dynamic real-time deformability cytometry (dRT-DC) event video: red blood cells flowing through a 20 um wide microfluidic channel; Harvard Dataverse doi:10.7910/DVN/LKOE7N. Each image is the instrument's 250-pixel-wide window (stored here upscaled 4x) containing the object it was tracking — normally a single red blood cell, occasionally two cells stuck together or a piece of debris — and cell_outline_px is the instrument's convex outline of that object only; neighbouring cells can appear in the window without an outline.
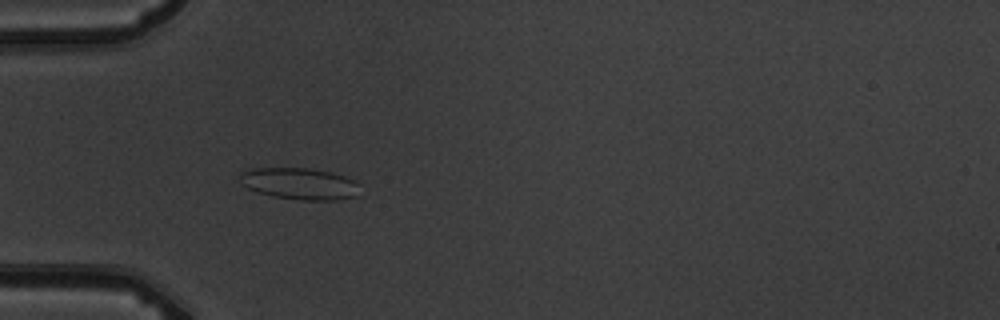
{"species": "common noctule bat (a hibernating species)", "species_latin": "Nyctalus noctula", "temperature_condition": "warm", "stored_images_in_passage": 6, "camera_frame_rate_fps": 3000, "um_per_image_px": 0.085, "animal": {"sex": "male", "body_mass_g": 19.5, "forearm_length_mm": 54.6}, "frame": {"image": 1, "passage_image": 6, "time_ms": 5.667, "image_size_px": [1000, 320], "cell_outline_px": [[360, 196], [336, 200], [300, 200], [272, 196], [256, 192], [248, 188], [244, 184], [240, 176], [240, 172], [252, 168], [308, 168], [328, 172], [344, 176], [360, 184]], "centroid_in_image_um": [25.51, 15.62], "position_along_channel_um": 59.5, "area_um2": 22.2}}